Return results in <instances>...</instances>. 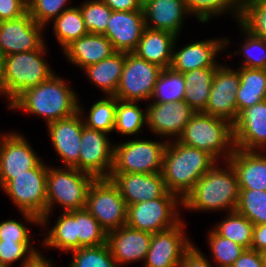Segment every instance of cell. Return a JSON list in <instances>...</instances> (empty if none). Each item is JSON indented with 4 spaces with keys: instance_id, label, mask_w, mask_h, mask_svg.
<instances>
[{
    "instance_id": "obj_1",
    "label": "cell",
    "mask_w": 266,
    "mask_h": 267,
    "mask_svg": "<svg viewBox=\"0 0 266 267\" xmlns=\"http://www.w3.org/2000/svg\"><path fill=\"white\" fill-rule=\"evenodd\" d=\"M218 161L204 150L167 141L161 175L168 192L183 200L197 181Z\"/></svg>"
},
{
    "instance_id": "obj_2",
    "label": "cell",
    "mask_w": 266,
    "mask_h": 267,
    "mask_svg": "<svg viewBox=\"0 0 266 267\" xmlns=\"http://www.w3.org/2000/svg\"><path fill=\"white\" fill-rule=\"evenodd\" d=\"M70 88L55 72L49 79L22 92L9 109L43 117L47 125L78 112L79 97Z\"/></svg>"
},
{
    "instance_id": "obj_3",
    "label": "cell",
    "mask_w": 266,
    "mask_h": 267,
    "mask_svg": "<svg viewBox=\"0 0 266 267\" xmlns=\"http://www.w3.org/2000/svg\"><path fill=\"white\" fill-rule=\"evenodd\" d=\"M225 168L215 164L194 185L182 200V207L188 211H235L237 208L240 188L238 177L228 161Z\"/></svg>"
},
{
    "instance_id": "obj_4",
    "label": "cell",
    "mask_w": 266,
    "mask_h": 267,
    "mask_svg": "<svg viewBox=\"0 0 266 267\" xmlns=\"http://www.w3.org/2000/svg\"><path fill=\"white\" fill-rule=\"evenodd\" d=\"M96 178L89 173L73 167H49L47 172L46 214L41 219L40 227H46L55 204L63 212L85 208L87 193Z\"/></svg>"
},
{
    "instance_id": "obj_5",
    "label": "cell",
    "mask_w": 266,
    "mask_h": 267,
    "mask_svg": "<svg viewBox=\"0 0 266 267\" xmlns=\"http://www.w3.org/2000/svg\"><path fill=\"white\" fill-rule=\"evenodd\" d=\"M176 140L208 152L217 161L220 160L219 157L228 161L235 149L232 124L202 111L193 114Z\"/></svg>"
},
{
    "instance_id": "obj_6",
    "label": "cell",
    "mask_w": 266,
    "mask_h": 267,
    "mask_svg": "<svg viewBox=\"0 0 266 267\" xmlns=\"http://www.w3.org/2000/svg\"><path fill=\"white\" fill-rule=\"evenodd\" d=\"M47 172L48 166L42 160L37 167L17 175L2 188L28 224L40 226L46 214Z\"/></svg>"
},
{
    "instance_id": "obj_7",
    "label": "cell",
    "mask_w": 266,
    "mask_h": 267,
    "mask_svg": "<svg viewBox=\"0 0 266 267\" xmlns=\"http://www.w3.org/2000/svg\"><path fill=\"white\" fill-rule=\"evenodd\" d=\"M39 49L4 56L5 80L8 90V108L26 89L39 85L54 73L44 59L47 46Z\"/></svg>"
},
{
    "instance_id": "obj_8",
    "label": "cell",
    "mask_w": 266,
    "mask_h": 267,
    "mask_svg": "<svg viewBox=\"0 0 266 267\" xmlns=\"http://www.w3.org/2000/svg\"><path fill=\"white\" fill-rule=\"evenodd\" d=\"M166 144L140 138L115 144L111 173H161Z\"/></svg>"
},
{
    "instance_id": "obj_9",
    "label": "cell",
    "mask_w": 266,
    "mask_h": 267,
    "mask_svg": "<svg viewBox=\"0 0 266 267\" xmlns=\"http://www.w3.org/2000/svg\"><path fill=\"white\" fill-rule=\"evenodd\" d=\"M85 208L107 234L126 225L127 205L109 178L93 181L87 193Z\"/></svg>"
},
{
    "instance_id": "obj_10",
    "label": "cell",
    "mask_w": 266,
    "mask_h": 267,
    "mask_svg": "<svg viewBox=\"0 0 266 267\" xmlns=\"http://www.w3.org/2000/svg\"><path fill=\"white\" fill-rule=\"evenodd\" d=\"M179 206H182V200L178 196H161L128 205L126 225L152 234L166 231L183 220L178 213Z\"/></svg>"
},
{
    "instance_id": "obj_11",
    "label": "cell",
    "mask_w": 266,
    "mask_h": 267,
    "mask_svg": "<svg viewBox=\"0 0 266 267\" xmlns=\"http://www.w3.org/2000/svg\"><path fill=\"white\" fill-rule=\"evenodd\" d=\"M163 68L149 63L135 53H125L121 79L113 95L124 102L149 101Z\"/></svg>"
},
{
    "instance_id": "obj_12",
    "label": "cell",
    "mask_w": 266,
    "mask_h": 267,
    "mask_svg": "<svg viewBox=\"0 0 266 267\" xmlns=\"http://www.w3.org/2000/svg\"><path fill=\"white\" fill-rule=\"evenodd\" d=\"M41 162V158L21 133L8 132L0 135L1 189L17 175L37 167Z\"/></svg>"
},
{
    "instance_id": "obj_13",
    "label": "cell",
    "mask_w": 266,
    "mask_h": 267,
    "mask_svg": "<svg viewBox=\"0 0 266 267\" xmlns=\"http://www.w3.org/2000/svg\"><path fill=\"white\" fill-rule=\"evenodd\" d=\"M108 134L83 126L79 163L74 167L96 179L109 178L113 168L114 145Z\"/></svg>"
},
{
    "instance_id": "obj_14",
    "label": "cell",
    "mask_w": 266,
    "mask_h": 267,
    "mask_svg": "<svg viewBox=\"0 0 266 267\" xmlns=\"http://www.w3.org/2000/svg\"><path fill=\"white\" fill-rule=\"evenodd\" d=\"M184 227L181 221L171 229L152 234L144 267H179L185 253L194 245L185 235Z\"/></svg>"
},
{
    "instance_id": "obj_15",
    "label": "cell",
    "mask_w": 266,
    "mask_h": 267,
    "mask_svg": "<svg viewBox=\"0 0 266 267\" xmlns=\"http://www.w3.org/2000/svg\"><path fill=\"white\" fill-rule=\"evenodd\" d=\"M239 85V72L231 66L220 64L213 77L208 103L202 112L233 124L238 117L236 93Z\"/></svg>"
},
{
    "instance_id": "obj_16",
    "label": "cell",
    "mask_w": 266,
    "mask_h": 267,
    "mask_svg": "<svg viewBox=\"0 0 266 267\" xmlns=\"http://www.w3.org/2000/svg\"><path fill=\"white\" fill-rule=\"evenodd\" d=\"M45 27L37 24L30 13L0 22V53L3 56L39 49L44 43Z\"/></svg>"
},
{
    "instance_id": "obj_17",
    "label": "cell",
    "mask_w": 266,
    "mask_h": 267,
    "mask_svg": "<svg viewBox=\"0 0 266 267\" xmlns=\"http://www.w3.org/2000/svg\"><path fill=\"white\" fill-rule=\"evenodd\" d=\"M148 106V107H147ZM146 106V125L154 135L176 140L190 121L194 111L187 102L151 103ZM171 137V138H170ZM173 138V139H172Z\"/></svg>"
},
{
    "instance_id": "obj_18",
    "label": "cell",
    "mask_w": 266,
    "mask_h": 267,
    "mask_svg": "<svg viewBox=\"0 0 266 267\" xmlns=\"http://www.w3.org/2000/svg\"><path fill=\"white\" fill-rule=\"evenodd\" d=\"M78 101V112L74 115L47 124L51 143L64 167H75L79 163L80 144L84 126L83 108Z\"/></svg>"
},
{
    "instance_id": "obj_19",
    "label": "cell",
    "mask_w": 266,
    "mask_h": 267,
    "mask_svg": "<svg viewBox=\"0 0 266 267\" xmlns=\"http://www.w3.org/2000/svg\"><path fill=\"white\" fill-rule=\"evenodd\" d=\"M109 179L118 188L127 206L161 196H177L168 192L161 173H110Z\"/></svg>"
},
{
    "instance_id": "obj_20",
    "label": "cell",
    "mask_w": 266,
    "mask_h": 267,
    "mask_svg": "<svg viewBox=\"0 0 266 267\" xmlns=\"http://www.w3.org/2000/svg\"><path fill=\"white\" fill-rule=\"evenodd\" d=\"M178 38L179 36L174 43L170 67L182 74L198 68H217L221 63L217 62L215 58L221 53L220 51L226 50L227 45L230 46L228 38H209L193 41L178 50L175 48Z\"/></svg>"
},
{
    "instance_id": "obj_21",
    "label": "cell",
    "mask_w": 266,
    "mask_h": 267,
    "mask_svg": "<svg viewBox=\"0 0 266 267\" xmlns=\"http://www.w3.org/2000/svg\"><path fill=\"white\" fill-rule=\"evenodd\" d=\"M232 126L236 149L266 152V100L243 109Z\"/></svg>"
},
{
    "instance_id": "obj_22",
    "label": "cell",
    "mask_w": 266,
    "mask_h": 267,
    "mask_svg": "<svg viewBox=\"0 0 266 267\" xmlns=\"http://www.w3.org/2000/svg\"><path fill=\"white\" fill-rule=\"evenodd\" d=\"M143 11H112L105 33L117 52H134L145 30Z\"/></svg>"
},
{
    "instance_id": "obj_23",
    "label": "cell",
    "mask_w": 266,
    "mask_h": 267,
    "mask_svg": "<svg viewBox=\"0 0 266 267\" xmlns=\"http://www.w3.org/2000/svg\"><path fill=\"white\" fill-rule=\"evenodd\" d=\"M152 233L127 225L107 234L106 243L118 267L144 261L150 248ZM123 265V266H122Z\"/></svg>"
},
{
    "instance_id": "obj_24",
    "label": "cell",
    "mask_w": 266,
    "mask_h": 267,
    "mask_svg": "<svg viewBox=\"0 0 266 267\" xmlns=\"http://www.w3.org/2000/svg\"><path fill=\"white\" fill-rule=\"evenodd\" d=\"M145 27L164 30L179 36L186 15L185 0H153L142 7Z\"/></svg>"
},
{
    "instance_id": "obj_25",
    "label": "cell",
    "mask_w": 266,
    "mask_h": 267,
    "mask_svg": "<svg viewBox=\"0 0 266 267\" xmlns=\"http://www.w3.org/2000/svg\"><path fill=\"white\" fill-rule=\"evenodd\" d=\"M228 162L234 168L240 189L266 191V153L234 149Z\"/></svg>"
},
{
    "instance_id": "obj_26",
    "label": "cell",
    "mask_w": 266,
    "mask_h": 267,
    "mask_svg": "<svg viewBox=\"0 0 266 267\" xmlns=\"http://www.w3.org/2000/svg\"><path fill=\"white\" fill-rule=\"evenodd\" d=\"M115 52L112 43L106 36L91 33L74 40L63 50L67 61L82 70L106 59Z\"/></svg>"
},
{
    "instance_id": "obj_27",
    "label": "cell",
    "mask_w": 266,
    "mask_h": 267,
    "mask_svg": "<svg viewBox=\"0 0 266 267\" xmlns=\"http://www.w3.org/2000/svg\"><path fill=\"white\" fill-rule=\"evenodd\" d=\"M177 36L164 30L145 28L133 53L161 68L171 66L174 43Z\"/></svg>"
},
{
    "instance_id": "obj_28",
    "label": "cell",
    "mask_w": 266,
    "mask_h": 267,
    "mask_svg": "<svg viewBox=\"0 0 266 267\" xmlns=\"http://www.w3.org/2000/svg\"><path fill=\"white\" fill-rule=\"evenodd\" d=\"M124 63L125 53L116 51L106 59L87 66L83 71L104 95L113 96L118 88Z\"/></svg>"
},
{
    "instance_id": "obj_29",
    "label": "cell",
    "mask_w": 266,
    "mask_h": 267,
    "mask_svg": "<svg viewBox=\"0 0 266 267\" xmlns=\"http://www.w3.org/2000/svg\"><path fill=\"white\" fill-rule=\"evenodd\" d=\"M240 85L236 93L238 114L266 100V69L237 67Z\"/></svg>"
},
{
    "instance_id": "obj_30",
    "label": "cell",
    "mask_w": 266,
    "mask_h": 267,
    "mask_svg": "<svg viewBox=\"0 0 266 267\" xmlns=\"http://www.w3.org/2000/svg\"><path fill=\"white\" fill-rule=\"evenodd\" d=\"M56 222L51 229H47L48 234L46 233L42 245L66 253L79 249L77 210L62 212Z\"/></svg>"
},
{
    "instance_id": "obj_31",
    "label": "cell",
    "mask_w": 266,
    "mask_h": 267,
    "mask_svg": "<svg viewBox=\"0 0 266 267\" xmlns=\"http://www.w3.org/2000/svg\"><path fill=\"white\" fill-rule=\"evenodd\" d=\"M217 68H198L183 73L186 81L184 101L196 112L206 108Z\"/></svg>"
},
{
    "instance_id": "obj_32",
    "label": "cell",
    "mask_w": 266,
    "mask_h": 267,
    "mask_svg": "<svg viewBox=\"0 0 266 267\" xmlns=\"http://www.w3.org/2000/svg\"><path fill=\"white\" fill-rule=\"evenodd\" d=\"M54 35L64 50L74 40L88 34L79 6H73L63 11L53 21Z\"/></svg>"
},
{
    "instance_id": "obj_33",
    "label": "cell",
    "mask_w": 266,
    "mask_h": 267,
    "mask_svg": "<svg viewBox=\"0 0 266 267\" xmlns=\"http://www.w3.org/2000/svg\"><path fill=\"white\" fill-rule=\"evenodd\" d=\"M188 12L201 23H208L215 16L232 13L238 23L242 14L244 0H185Z\"/></svg>"
},
{
    "instance_id": "obj_34",
    "label": "cell",
    "mask_w": 266,
    "mask_h": 267,
    "mask_svg": "<svg viewBox=\"0 0 266 267\" xmlns=\"http://www.w3.org/2000/svg\"><path fill=\"white\" fill-rule=\"evenodd\" d=\"M186 81L181 72L171 67L159 73L150 101L153 103L178 102L184 100Z\"/></svg>"
},
{
    "instance_id": "obj_35",
    "label": "cell",
    "mask_w": 266,
    "mask_h": 267,
    "mask_svg": "<svg viewBox=\"0 0 266 267\" xmlns=\"http://www.w3.org/2000/svg\"><path fill=\"white\" fill-rule=\"evenodd\" d=\"M225 214L226 218L215 224L214 230L245 249H251L254 224L236 210Z\"/></svg>"
},
{
    "instance_id": "obj_36",
    "label": "cell",
    "mask_w": 266,
    "mask_h": 267,
    "mask_svg": "<svg viewBox=\"0 0 266 267\" xmlns=\"http://www.w3.org/2000/svg\"><path fill=\"white\" fill-rule=\"evenodd\" d=\"M118 99L106 96L96 101L83 119L84 125L107 134L114 132L115 115Z\"/></svg>"
},
{
    "instance_id": "obj_37",
    "label": "cell",
    "mask_w": 266,
    "mask_h": 267,
    "mask_svg": "<svg viewBox=\"0 0 266 267\" xmlns=\"http://www.w3.org/2000/svg\"><path fill=\"white\" fill-rule=\"evenodd\" d=\"M144 124L146 125V109L142 110L138 102L117 101L114 127L116 133L138 136Z\"/></svg>"
},
{
    "instance_id": "obj_38",
    "label": "cell",
    "mask_w": 266,
    "mask_h": 267,
    "mask_svg": "<svg viewBox=\"0 0 266 267\" xmlns=\"http://www.w3.org/2000/svg\"><path fill=\"white\" fill-rule=\"evenodd\" d=\"M236 211L254 225L266 224V191L240 189Z\"/></svg>"
},
{
    "instance_id": "obj_39",
    "label": "cell",
    "mask_w": 266,
    "mask_h": 267,
    "mask_svg": "<svg viewBox=\"0 0 266 267\" xmlns=\"http://www.w3.org/2000/svg\"><path fill=\"white\" fill-rule=\"evenodd\" d=\"M208 232L207 242L214 259L213 263H216V267H231L245 248L220 236L214 229Z\"/></svg>"
},
{
    "instance_id": "obj_40",
    "label": "cell",
    "mask_w": 266,
    "mask_h": 267,
    "mask_svg": "<svg viewBox=\"0 0 266 267\" xmlns=\"http://www.w3.org/2000/svg\"><path fill=\"white\" fill-rule=\"evenodd\" d=\"M71 253L73 256L68 267H118L107 243L82 247Z\"/></svg>"
},
{
    "instance_id": "obj_41",
    "label": "cell",
    "mask_w": 266,
    "mask_h": 267,
    "mask_svg": "<svg viewBox=\"0 0 266 267\" xmlns=\"http://www.w3.org/2000/svg\"><path fill=\"white\" fill-rule=\"evenodd\" d=\"M239 23L252 35L266 41V0H244Z\"/></svg>"
},
{
    "instance_id": "obj_42",
    "label": "cell",
    "mask_w": 266,
    "mask_h": 267,
    "mask_svg": "<svg viewBox=\"0 0 266 267\" xmlns=\"http://www.w3.org/2000/svg\"><path fill=\"white\" fill-rule=\"evenodd\" d=\"M238 24L245 37L244 43H241L242 48L234 52L244 57L240 67L266 69V41L252 35L239 22Z\"/></svg>"
},
{
    "instance_id": "obj_43",
    "label": "cell",
    "mask_w": 266,
    "mask_h": 267,
    "mask_svg": "<svg viewBox=\"0 0 266 267\" xmlns=\"http://www.w3.org/2000/svg\"><path fill=\"white\" fill-rule=\"evenodd\" d=\"M77 236L79 237V249L101 246L107 240V233L86 208L77 210Z\"/></svg>"
},
{
    "instance_id": "obj_44",
    "label": "cell",
    "mask_w": 266,
    "mask_h": 267,
    "mask_svg": "<svg viewBox=\"0 0 266 267\" xmlns=\"http://www.w3.org/2000/svg\"><path fill=\"white\" fill-rule=\"evenodd\" d=\"M79 7L88 33L104 34L112 10L102 0H86Z\"/></svg>"
},
{
    "instance_id": "obj_45",
    "label": "cell",
    "mask_w": 266,
    "mask_h": 267,
    "mask_svg": "<svg viewBox=\"0 0 266 267\" xmlns=\"http://www.w3.org/2000/svg\"><path fill=\"white\" fill-rule=\"evenodd\" d=\"M32 243H18L16 241H0V264L12 267V263L20 260V267L31 262L40 254Z\"/></svg>"
},
{
    "instance_id": "obj_46",
    "label": "cell",
    "mask_w": 266,
    "mask_h": 267,
    "mask_svg": "<svg viewBox=\"0 0 266 267\" xmlns=\"http://www.w3.org/2000/svg\"><path fill=\"white\" fill-rule=\"evenodd\" d=\"M70 0H28V12L33 20L45 28L68 7ZM67 6V7H66Z\"/></svg>"
},
{
    "instance_id": "obj_47",
    "label": "cell",
    "mask_w": 266,
    "mask_h": 267,
    "mask_svg": "<svg viewBox=\"0 0 266 267\" xmlns=\"http://www.w3.org/2000/svg\"><path fill=\"white\" fill-rule=\"evenodd\" d=\"M25 223L14 219L0 222V241H16L18 243H31L30 228Z\"/></svg>"
},
{
    "instance_id": "obj_48",
    "label": "cell",
    "mask_w": 266,
    "mask_h": 267,
    "mask_svg": "<svg viewBox=\"0 0 266 267\" xmlns=\"http://www.w3.org/2000/svg\"><path fill=\"white\" fill-rule=\"evenodd\" d=\"M28 12V0H0V22L21 17Z\"/></svg>"
},
{
    "instance_id": "obj_49",
    "label": "cell",
    "mask_w": 266,
    "mask_h": 267,
    "mask_svg": "<svg viewBox=\"0 0 266 267\" xmlns=\"http://www.w3.org/2000/svg\"><path fill=\"white\" fill-rule=\"evenodd\" d=\"M198 249L193 245L183 256L179 267H213L208 257Z\"/></svg>"
},
{
    "instance_id": "obj_50",
    "label": "cell",
    "mask_w": 266,
    "mask_h": 267,
    "mask_svg": "<svg viewBox=\"0 0 266 267\" xmlns=\"http://www.w3.org/2000/svg\"><path fill=\"white\" fill-rule=\"evenodd\" d=\"M231 267H266L262 253L245 249Z\"/></svg>"
},
{
    "instance_id": "obj_51",
    "label": "cell",
    "mask_w": 266,
    "mask_h": 267,
    "mask_svg": "<svg viewBox=\"0 0 266 267\" xmlns=\"http://www.w3.org/2000/svg\"><path fill=\"white\" fill-rule=\"evenodd\" d=\"M112 11H142L138 0H102Z\"/></svg>"
},
{
    "instance_id": "obj_52",
    "label": "cell",
    "mask_w": 266,
    "mask_h": 267,
    "mask_svg": "<svg viewBox=\"0 0 266 267\" xmlns=\"http://www.w3.org/2000/svg\"><path fill=\"white\" fill-rule=\"evenodd\" d=\"M251 249L257 252L266 249V224L254 225Z\"/></svg>"
},
{
    "instance_id": "obj_53",
    "label": "cell",
    "mask_w": 266,
    "mask_h": 267,
    "mask_svg": "<svg viewBox=\"0 0 266 267\" xmlns=\"http://www.w3.org/2000/svg\"><path fill=\"white\" fill-rule=\"evenodd\" d=\"M52 259L44 258V255L40 253L37 255L31 262L28 264L22 265L21 267H54L53 263L51 262Z\"/></svg>"
},
{
    "instance_id": "obj_54",
    "label": "cell",
    "mask_w": 266,
    "mask_h": 267,
    "mask_svg": "<svg viewBox=\"0 0 266 267\" xmlns=\"http://www.w3.org/2000/svg\"><path fill=\"white\" fill-rule=\"evenodd\" d=\"M5 96L8 100V90L5 80L4 56L0 53V96Z\"/></svg>"
},
{
    "instance_id": "obj_55",
    "label": "cell",
    "mask_w": 266,
    "mask_h": 267,
    "mask_svg": "<svg viewBox=\"0 0 266 267\" xmlns=\"http://www.w3.org/2000/svg\"><path fill=\"white\" fill-rule=\"evenodd\" d=\"M153 0H138V3L141 7L145 6L147 3L151 2Z\"/></svg>"
},
{
    "instance_id": "obj_56",
    "label": "cell",
    "mask_w": 266,
    "mask_h": 267,
    "mask_svg": "<svg viewBox=\"0 0 266 267\" xmlns=\"http://www.w3.org/2000/svg\"><path fill=\"white\" fill-rule=\"evenodd\" d=\"M261 253H262V256H263L265 265H266V249L263 252H261Z\"/></svg>"
}]
</instances>
